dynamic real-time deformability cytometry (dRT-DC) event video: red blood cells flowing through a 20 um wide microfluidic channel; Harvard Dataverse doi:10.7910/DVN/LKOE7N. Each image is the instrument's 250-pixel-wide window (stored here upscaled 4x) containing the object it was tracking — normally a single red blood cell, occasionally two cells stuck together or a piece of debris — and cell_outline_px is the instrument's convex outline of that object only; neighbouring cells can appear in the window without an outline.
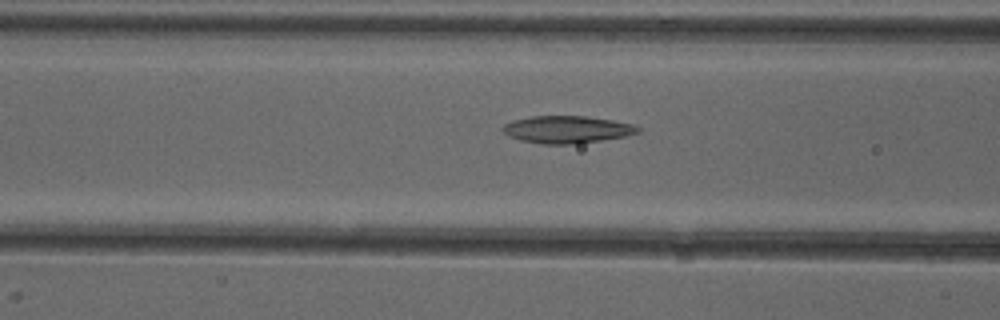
{"species": "common noctule bat (a hibernating species)", "species_latin": "Nyctalus noctula", "temperature_condition": "cold", "stored_images_in_passage": 31, "camera_frame_rate_fps": 3000, "um_per_image_px": 0.085, "animal": {"sex": "female"}, "frame": {"image": 1, "passage_image": 11, "time_ms": 3.333, "image_size_px": [1000, 320], "cell_outline_px": [[640, 132], [628, 136], [576, 144], [544, 144], [520, 140], [508, 136], [500, 128], [504, 124], [512, 120], [532, 116], [588, 116], [636, 124], [640, 128]], "centroid_in_image_um": [48.22, 11.0], "position_along_channel_um": 118.4, "area_um2": 21.79}}
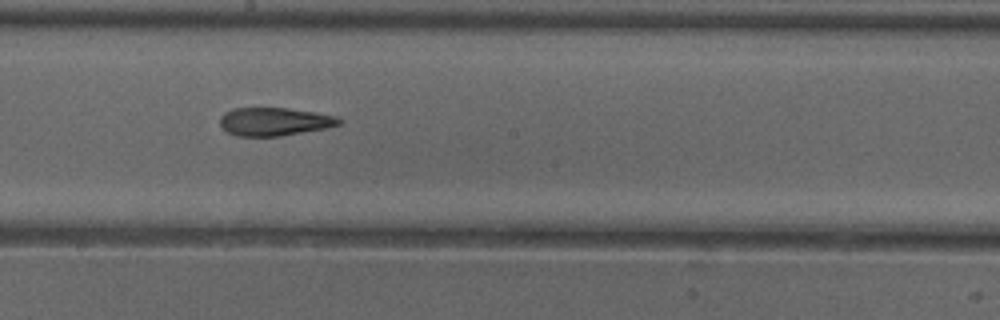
{"frame": {"image": 2, "passage_image": 19, "time_ms": 6.0, "image_size_px": [1000, 320], "cell_outline_px": [[344, 120], [340, 124], [328, 128], [280, 136], [236, 136], [228, 132], [220, 124], [220, 116], [224, 112], [232, 108], [288, 108], [336, 116]], "centroid_in_image_um": [23.33, 10.34], "position_along_channel_um": 224.9, "area_um2": 19.59}}
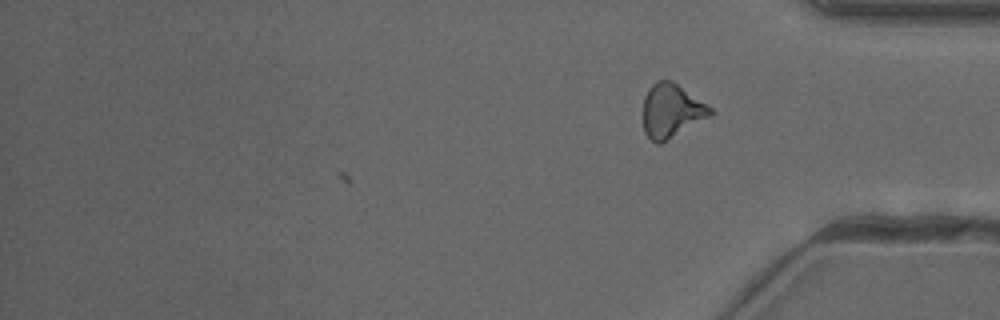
{"frame": {"image": 3, "passage_image": 31, "time_ms": 10.0, "image_size_px": [1000, 320], "cell_outline_px": [[712, 112], [708, 116], [660, 144], [656, 144], [644, 132], [644, 96], [648, 88], [656, 80], [672, 80], [712, 108]], "centroid_in_image_um": [57.03, 9.39], "position_along_channel_um": 378.2, "area_um2": 20.58}, "authors_computed_cell_mechanics": {"area_um2": 20.808, "velocity_mm_per_s": 3.9849, "shape_relaxation_time_tau1_ms": null, "shape_relaxation_time_tau2_ms": 2.5631, "deformation_change_tau1": null, "deformation_change_tau2": 0.11}}